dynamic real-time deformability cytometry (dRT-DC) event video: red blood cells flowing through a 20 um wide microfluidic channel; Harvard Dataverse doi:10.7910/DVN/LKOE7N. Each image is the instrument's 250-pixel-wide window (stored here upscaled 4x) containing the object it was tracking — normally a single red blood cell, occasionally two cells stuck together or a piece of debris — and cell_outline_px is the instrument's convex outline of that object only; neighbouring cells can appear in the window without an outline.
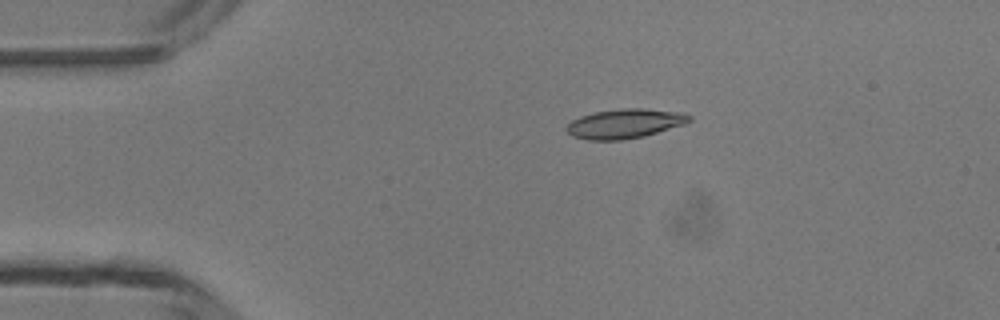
{"species": "common noctule bat (a hibernating species)", "species_latin": "Nyctalus noctula", "temperature_condition": "room temperature", "stored_images_in_passage": 4, "camera_frame_rate_fps": 3000, "um_per_image_px": 0.085, "animal": {"sex": "male", "body_mass_g": 13.3}, "frame": {"image": 1, "passage_image": 3, "time_ms": 3.0, "image_size_px": [1000, 320], "cell_outline_px": [[692, 120], [684, 124], [644, 136], [620, 140], [588, 140], [572, 136], [564, 128], [572, 120], [580, 116], [596, 112], [620, 108], [644, 108], [684, 112], [692, 116]], "centroid_in_image_um": [53.12, 10.5], "position_along_channel_um": 31.9, "area_um2": 21.15}}